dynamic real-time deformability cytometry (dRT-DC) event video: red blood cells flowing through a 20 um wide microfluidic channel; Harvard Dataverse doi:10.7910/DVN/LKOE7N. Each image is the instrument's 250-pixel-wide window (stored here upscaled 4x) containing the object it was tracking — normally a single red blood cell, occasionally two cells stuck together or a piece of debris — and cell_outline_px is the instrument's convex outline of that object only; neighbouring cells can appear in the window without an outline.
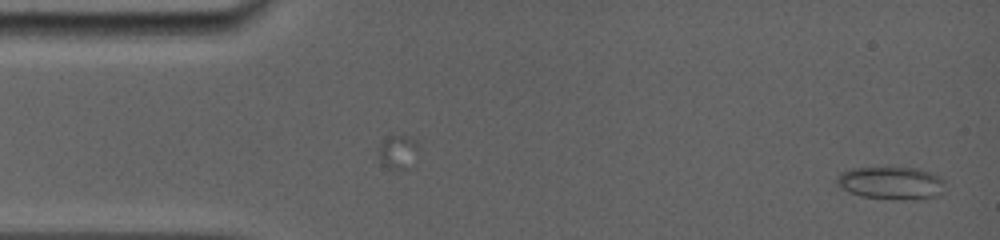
{"species": "common noctule bat (a hibernating species)", "species_latin": "Nyctalus noctula", "temperature_condition": "room temperature", "stored_images_in_passage": 4, "segment_of_instrument_passage": [2, 2], "camera_frame_rate_fps": 5000, "um_per_image_px": 0.085, "animal": {"sex": "female", "body_mass_g": 19.0, "forearm_length_mm": 56.7}, "frame": {"image": 1, "passage_image": 4, "time_ms": 1.8, "image_size_px": [1000, 240], "cell_outline_px": [[944, 192], [936, 196], [916, 200], [904, 200], [860, 196], [848, 192], [836, 184], [836, 176], [840, 172], [852, 168], [920, 168], [940, 176], [944, 180]], "centroid_in_image_um": [75.76, 15.56], "position_along_channel_um": 9.2, "area_um2": 20.92}}